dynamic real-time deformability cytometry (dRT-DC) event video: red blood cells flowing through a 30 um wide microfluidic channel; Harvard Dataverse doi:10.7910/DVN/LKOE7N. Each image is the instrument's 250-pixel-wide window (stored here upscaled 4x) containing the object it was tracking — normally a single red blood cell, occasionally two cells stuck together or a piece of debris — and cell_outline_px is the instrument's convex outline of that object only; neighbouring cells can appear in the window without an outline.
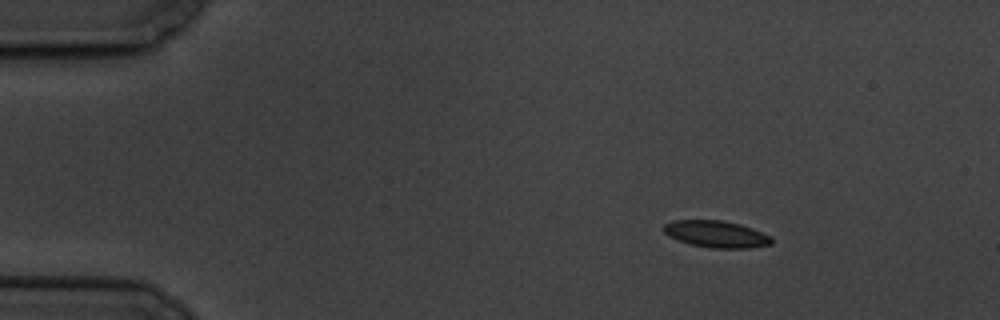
{"species": "common noctule bat (a hibernating species)", "species_latin": "Nyctalus noctula", "temperature_condition": "cold", "stored_images_in_passage": 8, "camera_frame_rate_fps": 3000, "um_per_image_px": 0.085, "animal": {"sex": "male", "body_mass_g": 19.5, "forearm_length_mm": 54.6}, "frame": {"image": 1, "passage_image": 1, "time_ms": 0.0, "image_size_px": [1000, 320], "cell_outline_px": [[772, 244], [752, 248], [712, 248], [688, 244], [676, 240], [668, 236], [664, 232], [664, 224], [672, 220], [720, 220], [740, 224], [752, 228], [772, 236]], "centroid_in_image_um": [60.88, 19.9], "position_along_channel_um": 24.1, "area_um2": 17.05}}
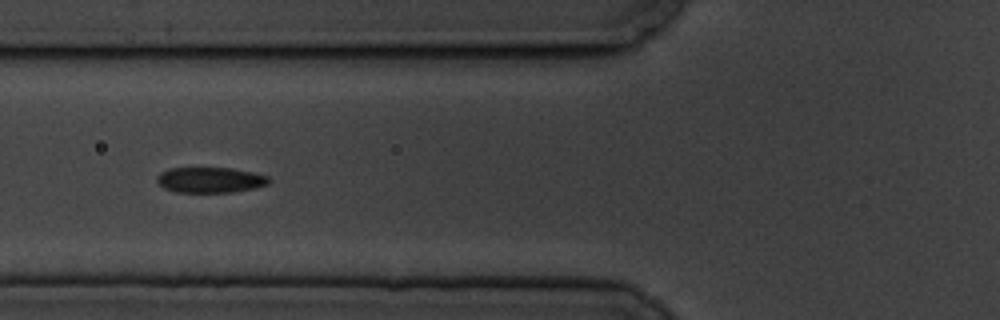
{"frame": {"image": 2, "passage_image": 5, "time_ms": 4.667, "image_size_px": [1000, 320], "cell_outline_px": [[272, 180], [268, 184], [256, 188], [232, 192], [176, 192], [164, 188], [156, 180], [156, 176], [160, 172], [168, 168], [232, 168], [252, 172], [268, 176]], "centroid_in_image_um": [17.87, 15.29], "position_along_channel_um": 107.9, "area_um2": 16.76}}
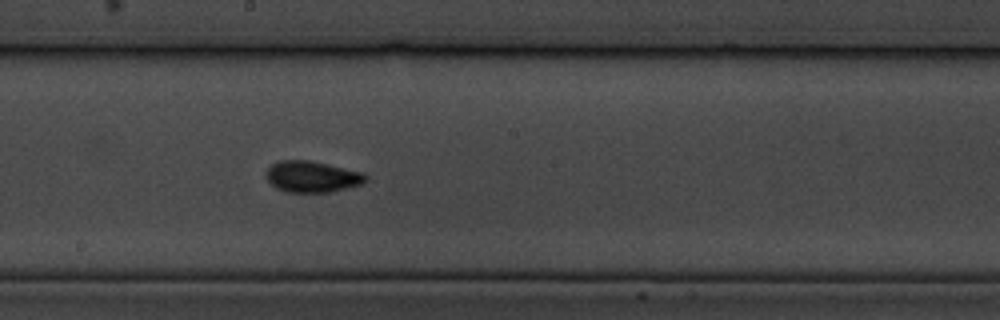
{"frame": {"image": 3, "passage_image": 8, "time_ms": 8.0, "image_size_px": [1000, 320], "cell_outline_px": [[368, 180], [364, 184], [328, 192], [288, 192], [276, 188], [268, 180], [264, 172], [272, 164], [280, 160], [308, 160], [364, 172], [368, 176]], "centroid_in_image_um": [26.55, 15.01], "position_along_channel_um": 221.6, "area_um2": 18.21}}